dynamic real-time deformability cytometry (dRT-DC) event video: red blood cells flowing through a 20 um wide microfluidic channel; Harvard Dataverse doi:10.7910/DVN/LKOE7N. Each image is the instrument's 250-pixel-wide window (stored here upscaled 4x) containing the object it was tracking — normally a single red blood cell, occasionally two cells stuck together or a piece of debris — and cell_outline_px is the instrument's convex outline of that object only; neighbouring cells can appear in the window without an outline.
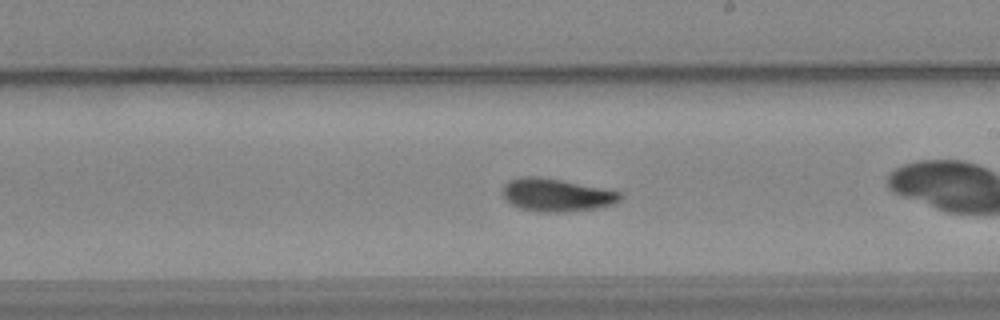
{"species": "common noctule bat (a hibernating species)", "species_latin": "Nyctalus noctula", "temperature_condition": "warm", "stored_images_in_passage": 13, "camera_frame_rate_fps": 3000, "um_per_image_px": 0.085, "animal": {"sex": "female", "body_mass_g": 24.6, "forearm_length_mm": 56.2}, "frame": {"image": 1, "passage_image": 11, "time_ms": 3.333, "image_size_px": [1000, 320], "cell_outline_px": [[624, 196], [616, 204], [600, 208], [556, 212], [540, 212], [520, 208], [512, 204], [504, 196], [504, 184], [508, 180], [520, 176], [540, 176], [604, 188], [620, 192]], "centroid_in_image_um": [47.34, 16.56], "position_along_channel_um": 241.7, "area_um2": 22.6}}